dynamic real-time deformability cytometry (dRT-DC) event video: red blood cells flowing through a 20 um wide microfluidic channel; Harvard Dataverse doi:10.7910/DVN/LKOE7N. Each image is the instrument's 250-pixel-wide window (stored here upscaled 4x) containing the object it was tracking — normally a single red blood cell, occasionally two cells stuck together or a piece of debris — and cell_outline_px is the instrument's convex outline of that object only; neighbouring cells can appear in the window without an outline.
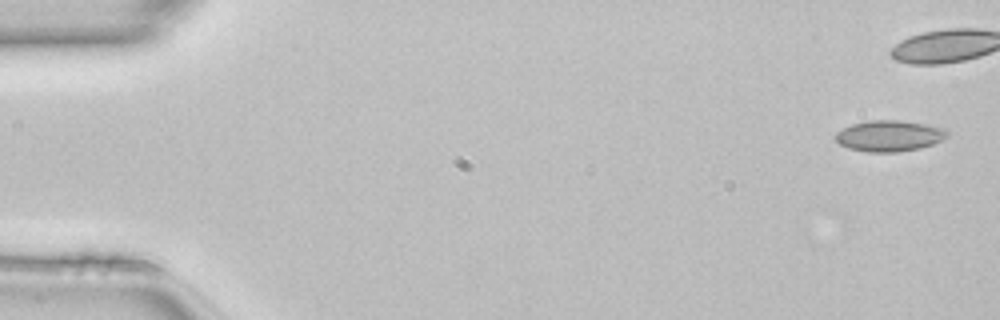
{"species": "common noctule bat (a hibernating species)", "species_latin": "Nyctalus noctula", "temperature_condition": "room temperature", "stored_images_in_passage": 38, "camera_frame_rate_fps": 3000, "um_per_image_px": 0.085, "animal": {"sex": "female", "body_mass_g": 22.7, "forearm_length_mm": 54.2}, "frame": {"image": 1, "passage_image": 1, "time_ms": 0.0, "image_size_px": [1000, 320], "cell_outline_px": [[948, 136], [932, 144], [920, 148], [896, 152], [868, 152], [848, 148], [840, 144], [836, 140], [836, 132], [852, 124], [868, 120], [900, 120], [924, 124], [944, 128], [948, 132]], "centroid_in_image_um": [75.58, 11.54], "position_along_channel_um": 9.4, "area_um2": 20.06}}